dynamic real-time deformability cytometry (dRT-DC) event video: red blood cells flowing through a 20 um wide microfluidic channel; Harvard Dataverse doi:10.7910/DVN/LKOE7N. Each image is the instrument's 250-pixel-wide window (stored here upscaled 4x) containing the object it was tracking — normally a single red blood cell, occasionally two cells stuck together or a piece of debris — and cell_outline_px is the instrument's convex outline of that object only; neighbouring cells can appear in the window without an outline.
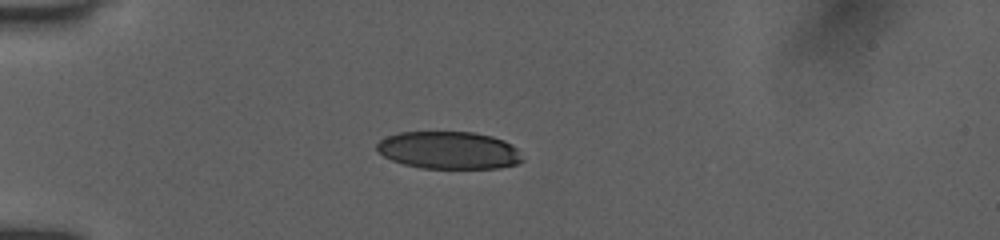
{"species": "human", "species_latin": "Homo sapiens", "temperature_condition": "room temperature", "stored_images_in_passage": 12, "camera_frame_rate_fps": 3000, "um_per_image_px": 0.085, "donor": {"sex": "female"}, "frame": {"image": 1, "passage_image": 1, "time_ms": 0.0, "image_size_px": [1000, 240], "cell_outline_px": [[524, 160], [516, 164], [496, 168], [420, 168], [404, 164], [392, 160], [384, 156], [376, 148], [376, 144], [380, 140], [388, 136], [400, 132], [472, 132], [492, 136], [504, 140], [512, 144], [516, 148]], "centroid_in_image_um": [38.16, 12.77], "position_along_channel_um": 46.8, "area_um2": 31.73}}
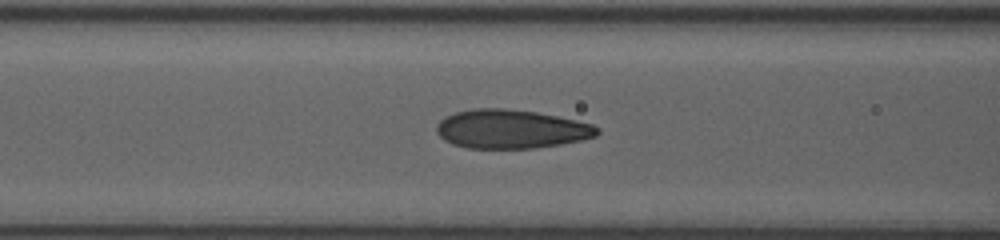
{"frame": {"image": 2, "passage_image": 9, "time_ms": 2.667, "image_size_px": [1000, 240], "cell_outline_px": [[600, 132], [596, 136], [580, 140], [560, 144], [536, 148], [468, 148], [452, 144], [444, 140], [436, 132], [436, 124], [444, 116], [456, 112], [472, 108], [504, 108], [536, 112], [576, 120], [592, 124], [600, 128]], "centroid_in_image_um": [43.42, 10.97], "position_along_channel_um": 123.2, "area_um2": 36.47}}
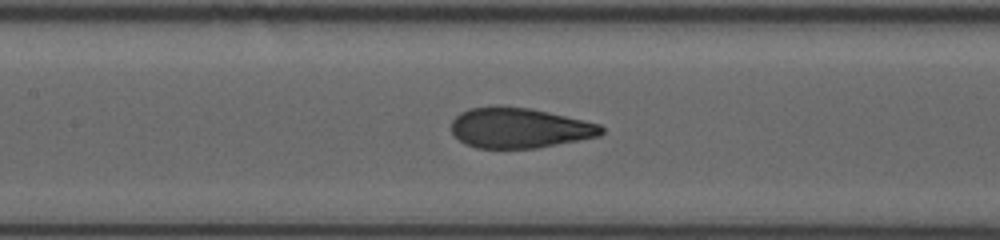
{"frame": {"image": 3, "passage_image": 12, "time_ms": 3.667, "image_size_px": [1000, 240], "cell_outline_px": [[604, 132], [600, 136], [536, 148], [476, 148], [460, 140], [452, 132], [452, 120], [460, 112], [468, 108], [496, 104], [532, 108], [584, 120], [600, 124], [604, 128]], "centroid_in_image_um": [44.15, 10.84], "position_along_channel_um": 163.3, "area_um2": 35.55}}